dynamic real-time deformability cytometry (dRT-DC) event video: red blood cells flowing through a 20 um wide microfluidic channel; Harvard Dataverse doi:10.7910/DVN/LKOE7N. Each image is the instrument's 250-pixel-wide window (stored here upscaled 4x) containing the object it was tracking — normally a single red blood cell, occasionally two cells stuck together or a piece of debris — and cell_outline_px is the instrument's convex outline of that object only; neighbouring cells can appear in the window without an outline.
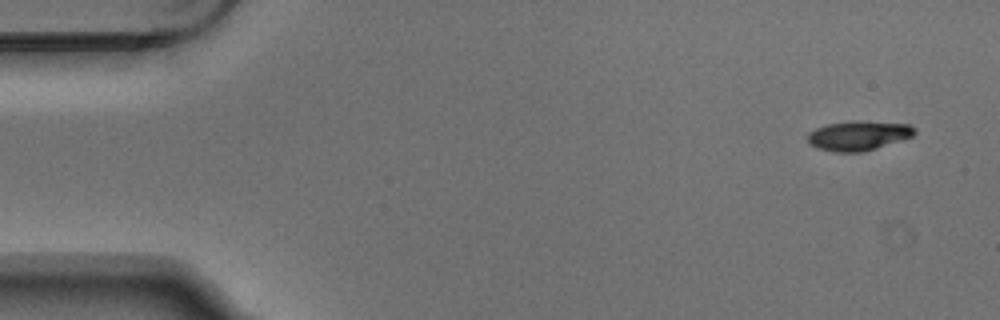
{"species": "Egyptian fruit bat (a non-hibernating species)", "species_latin": "Rousettus aegyptiacus", "temperature_condition": "warm", "stored_images_in_passage": 8, "camera_frame_rate_fps": 3000, "um_per_image_px": 0.085, "animal": {"sex": "male"}, "frame": {"image": 1, "passage_image": 1, "time_ms": 0.0, "image_size_px": [1000, 320], "cell_outline_px": [[916, 132], [912, 136], [904, 140], [864, 152], [836, 152], [820, 148], [812, 144], [804, 136], [808, 132], [816, 128], [828, 124], [852, 120], [860, 120], [912, 124], [916, 128]], "centroid_in_image_um": [73.02, 11.51], "position_along_channel_um": 12.0, "area_um2": 18.79}}
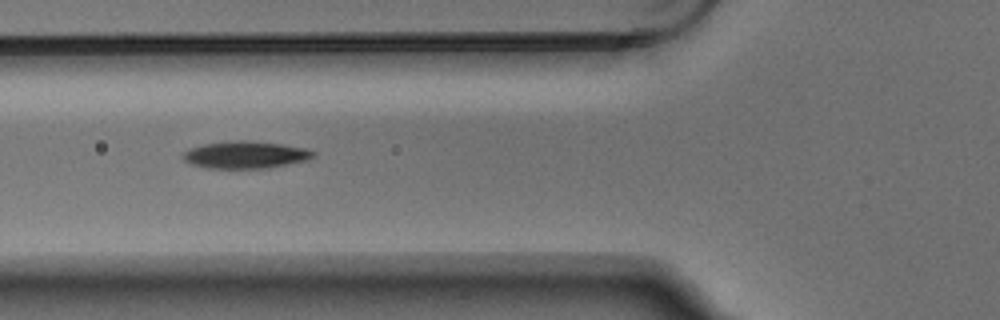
{"frame": {"image": 2, "passage_image": 5, "time_ms": 1.333, "image_size_px": [1000, 320], "cell_outline_px": [[316, 156], [308, 160], [268, 168], [208, 168], [192, 164], [184, 160], [180, 156], [188, 148], [204, 144], [236, 140], [244, 140], [284, 144], [308, 148], [316, 152]], "centroid_in_image_um": [20.9, 13.15], "position_along_channel_um": 104.9, "area_um2": 20.87}}
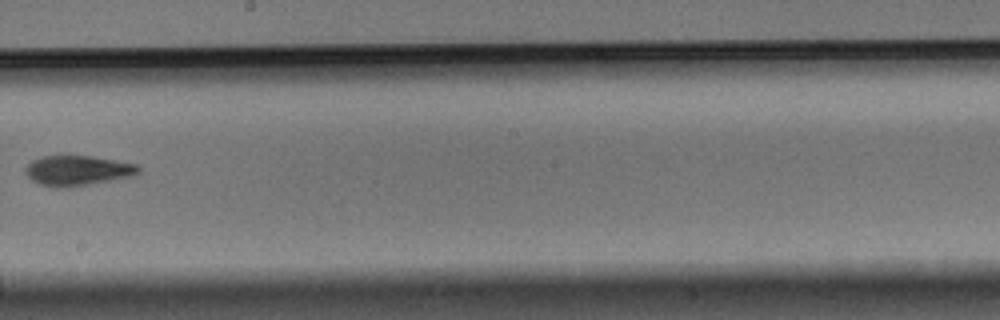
{"frame": {"image": 3, "passage_image": 8, "time_ms": 2.333, "image_size_px": [1000, 320], "cell_outline_px": [[140, 172], [132, 176], [72, 188], [56, 188], [40, 184], [32, 180], [24, 172], [24, 168], [32, 160], [44, 156], [92, 156], [116, 160], [136, 164], [140, 168]], "centroid_in_image_um": [6.58, 14.51], "position_along_channel_um": 241.6, "area_um2": 20.0}}